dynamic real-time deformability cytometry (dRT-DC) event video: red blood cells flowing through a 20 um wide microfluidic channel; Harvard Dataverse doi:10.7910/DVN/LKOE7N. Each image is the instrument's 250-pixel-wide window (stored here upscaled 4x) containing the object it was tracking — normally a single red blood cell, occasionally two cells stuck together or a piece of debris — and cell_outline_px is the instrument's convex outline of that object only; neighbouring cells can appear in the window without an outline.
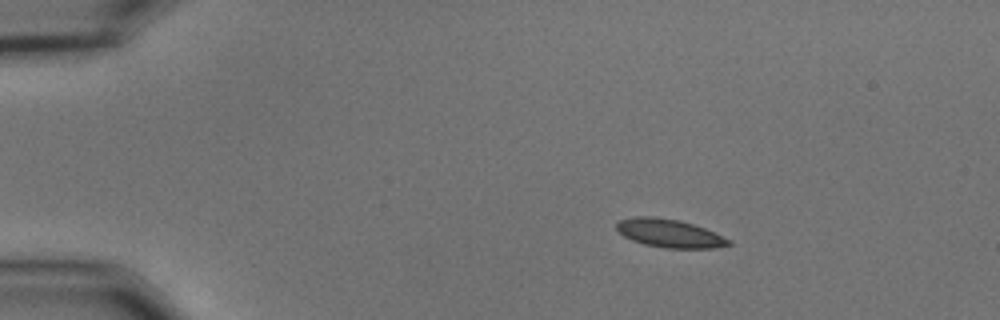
{"species": "common noctule bat (a hibernating species)", "species_latin": "Nyctalus noctula", "temperature_condition": "cold", "stored_images_in_passage": 2, "camera_frame_rate_fps": 3000, "um_per_image_px": 0.085, "animal": {"sex": "male", "body_mass_g": 15.6}, "frame": {"image": 1, "passage_image": 1, "time_ms": 0.0, "image_size_px": [1000, 320], "cell_outline_px": [[732, 244], [716, 248], [668, 248], [644, 244], [632, 240], [624, 236], [616, 228], [616, 224], [620, 220], [636, 216], [652, 216], [680, 220], [704, 228], [732, 240]], "centroid_in_image_um": [56.92, 19.83], "position_along_channel_um": 28.1, "area_um2": 18.38}}